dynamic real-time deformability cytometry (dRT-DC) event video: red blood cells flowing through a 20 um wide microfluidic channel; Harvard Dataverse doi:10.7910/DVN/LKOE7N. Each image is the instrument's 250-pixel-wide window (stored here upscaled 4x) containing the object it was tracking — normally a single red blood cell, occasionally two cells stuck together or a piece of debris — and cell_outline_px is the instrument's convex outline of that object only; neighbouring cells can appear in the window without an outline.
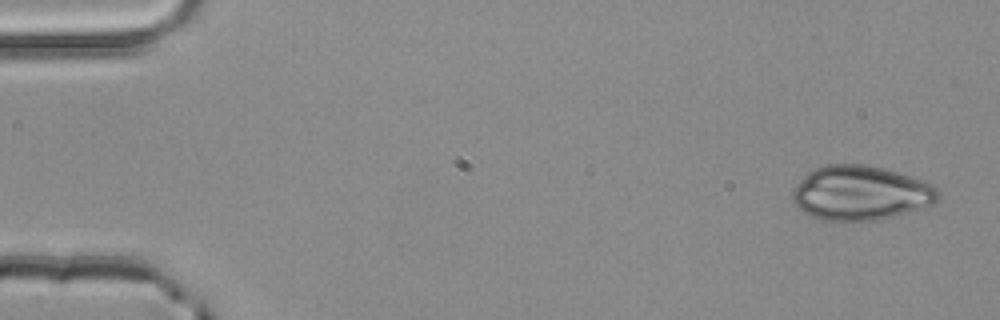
{"species": "common noctule bat (a hibernating species)", "species_latin": "Nyctalus noctula", "temperature_condition": "room temperature", "stored_images_in_passage": 3, "camera_frame_rate_fps": 3000, "um_per_image_px": 0.085, "animal": {"sex": "male", "body_mass_g": 20.4}, "frame": {"image": 1, "passage_image": 1, "time_ms": 0.0, "image_size_px": [1000, 320], "cell_outline_px": [[940, 200], [936, 204], [924, 208], [880, 220], [820, 220], [804, 212], [792, 200], [792, 192], [796, 184], [808, 172], [824, 164], [864, 164], [884, 168], [924, 180], [932, 184], [940, 192]], "centroid_in_image_um": [73.2, 16.4], "position_along_channel_um": 11.8, "area_um2": 46.59}}